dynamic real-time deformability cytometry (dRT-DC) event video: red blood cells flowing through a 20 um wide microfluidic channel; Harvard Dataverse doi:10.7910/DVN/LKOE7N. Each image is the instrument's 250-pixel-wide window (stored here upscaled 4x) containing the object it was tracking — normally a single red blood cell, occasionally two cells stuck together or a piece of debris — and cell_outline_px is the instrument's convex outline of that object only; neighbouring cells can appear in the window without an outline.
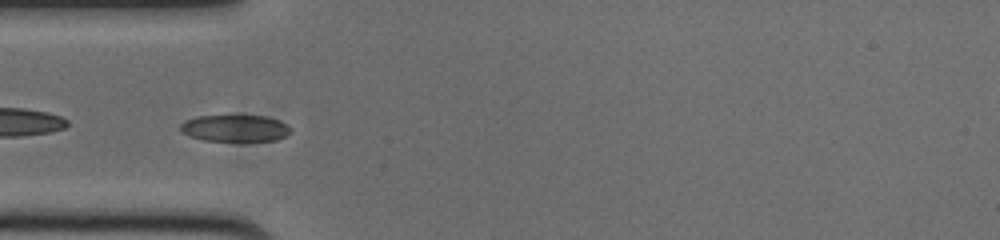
{"species": "common noctule bat (a hibernating species)", "species_latin": "Nyctalus noctula", "temperature_condition": "cold", "stored_images_in_passage": 40, "camera_frame_rate_fps": 3000, "um_per_image_px": 0.085, "animal": {"sex": "male", "body_mass_g": 20.0, "forearm_length_mm": 53.3}, "frame": {"image": 1, "passage_image": 2, "time_ms": 0.333, "image_size_px": [1000, 240], "cell_outline_px": [[292, 132], [288, 136], [276, 140], [204, 140], [188, 136], [180, 132], [180, 124], [184, 120], [196, 116], [264, 116], [280, 120], [288, 124], [292, 128]], "centroid_in_image_um": [19.99, 10.89], "position_along_channel_um": 65.0, "area_um2": 17.28}}
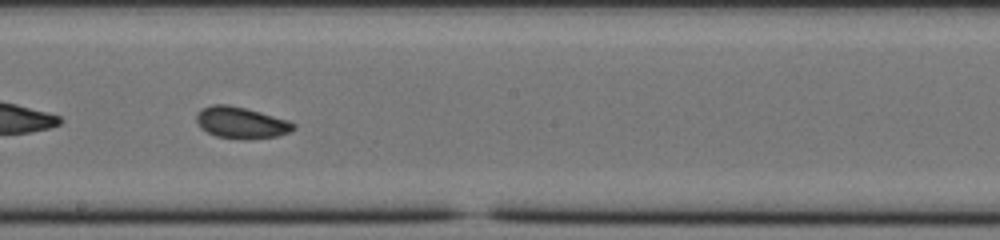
{"frame": {"image": 2, "passage_image": 15, "time_ms": 4.667, "image_size_px": [1000, 240], "cell_outline_px": [[296, 128], [292, 132], [276, 136], [244, 140], [216, 136], [200, 128], [196, 120], [196, 116], [204, 108], [212, 104], [228, 104], [260, 112], [288, 120], [296, 124]], "centroid_in_image_um": [20.53, 10.44], "position_along_channel_um": 227.7, "area_um2": 17.8}}
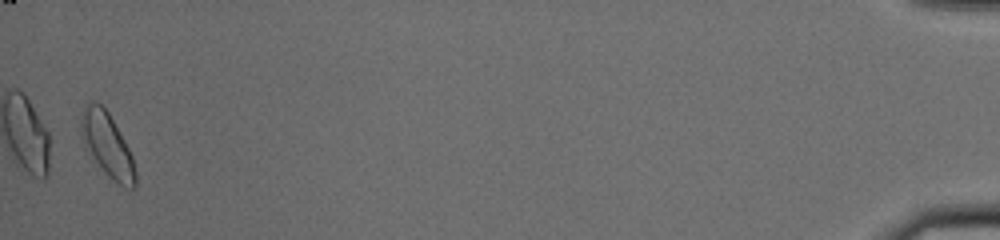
{"frame": {"image": 3, "passage_image": 39, "time_ms": 12.667, "image_size_px": [1000, 240], "cell_outline_px": [[136, 188], [124, 188], [112, 180], [104, 172], [96, 160], [80, 132], [84, 116], [88, 104], [92, 100], [100, 104], [108, 112], [124, 140], [132, 156], [136, 172]], "centroid_in_image_um": [9.2, 12.39], "position_along_channel_um": 426.0, "area_um2": 19.19}, "authors_computed_cell_mechanics": {"area_um2": 17.5712, "velocity_mm_per_s": 3.7438, "shape_relaxation_time_tau1_ms": 2.4368, "shape_relaxation_time_tau2_ms": 3.8487, "deformation_change_tau1": 0.0618, "deformation_change_tau2": 0.0907}}